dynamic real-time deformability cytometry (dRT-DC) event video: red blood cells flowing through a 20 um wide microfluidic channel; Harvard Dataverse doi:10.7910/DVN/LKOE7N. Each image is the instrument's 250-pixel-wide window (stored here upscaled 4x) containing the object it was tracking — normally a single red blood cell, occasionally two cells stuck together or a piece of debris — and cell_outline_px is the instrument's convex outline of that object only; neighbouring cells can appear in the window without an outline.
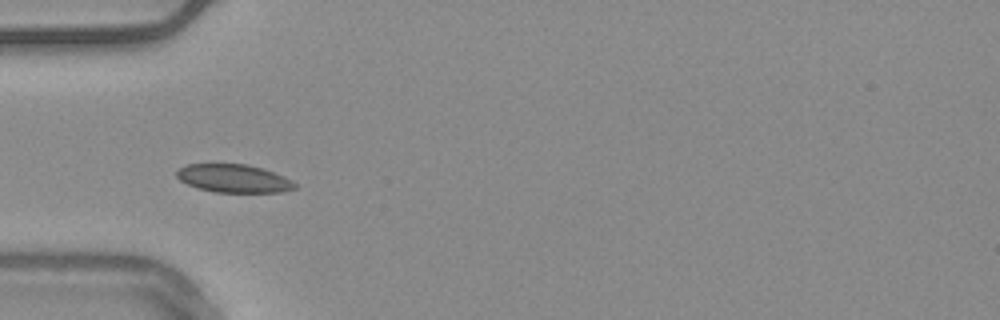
{"species": "common noctule bat (a hibernating species)", "species_latin": "Nyctalus noctula", "temperature_condition": "warm", "stored_images_in_passage": 44, "camera_frame_rate_fps": 3000, "um_per_image_px": 0.085, "animal": {"sex": "male", "body_mass_g": 20.4}, "frame": {"image": 1, "passage_image": 7, "time_ms": 2.0, "image_size_px": [1000, 320], "cell_outline_px": [[296, 188], [280, 192], [216, 192], [200, 188], [188, 184], [180, 180], [176, 176], [176, 172], [180, 168], [188, 164], [248, 164], [284, 176], [292, 180], [296, 184]], "centroid_in_image_um": [19.87, 15.16], "position_along_channel_um": 65.1, "area_um2": 19.13}, "authors_computed_cell_mechanics": {"area_um2": 18.9873, "velocity_mm_per_s": 3.7352, "shape_relaxation_time_tau1_ms": 5.3996, "shape_relaxation_time_tau2_ms": null, "deformation_change_tau1": 0.0643, "deformation_change_tau2": null}}